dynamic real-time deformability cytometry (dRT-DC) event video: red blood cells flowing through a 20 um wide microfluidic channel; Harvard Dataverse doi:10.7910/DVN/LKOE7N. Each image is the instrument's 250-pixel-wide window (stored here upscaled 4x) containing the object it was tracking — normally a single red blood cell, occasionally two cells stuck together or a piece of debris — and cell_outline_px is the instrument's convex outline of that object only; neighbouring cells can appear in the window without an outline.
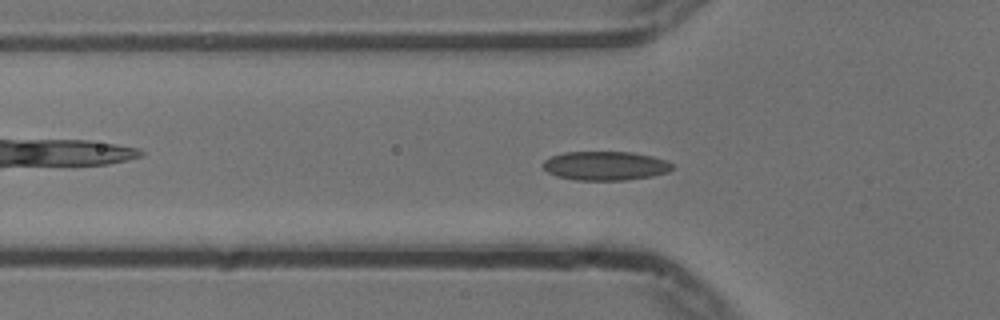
{"species": "common noctule bat (a hibernating species)", "species_latin": "Nyctalus noctula", "temperature_condition": "cold", "stored_images_in_passage": 56, "camera_frame_rate_fps": 3000, "um_per_image_px": 0.085, "animal": {"sex": "male", "body_mass_g": 13.3}, "frame": {"image": 1, "passage_image": 18, "time_ms": 5.667, "image_size_px": [1000, 320], "cell_outline_px": [[672, 168], [668, 172], [652, 176], [624, 180], [576, 180], [556, 176], [548, 172], [544, 168], [544, 160], [552, 156], [564, 152], [632, 152], [652, 156], [664, 160], [672, 164]], "centroid_in_image_um": [51.44, 14.09], "position_along_channel_um": 74.4, "area_um2": 21.68}}
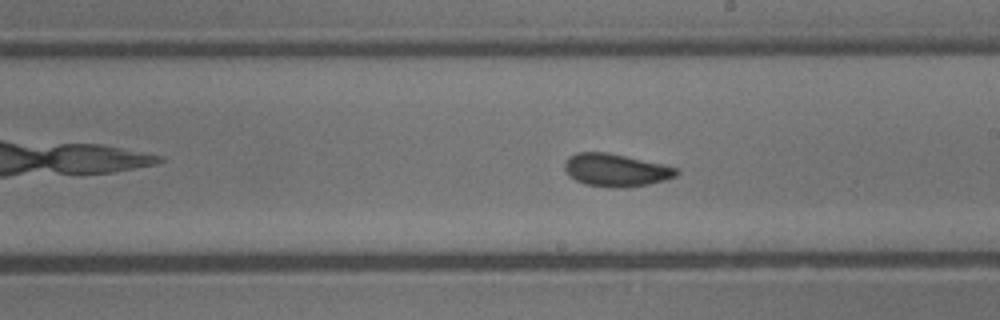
{"frame": {"image": 2, "passage_image": 31, "time_ms": 10.0, "image_size_px": [1000, 320], "cell_outline_px": [[680, 172], [676, 176], [664, 180], [648, 184], [624, 188], [608, 188], [584, 184], [576, 180], [564, 168], [564, 164], [568, 156], [576, 152], [608, 152], [660, 164], [676, 168]], "centroid_in_image_um": [52.32, 14.46], "position_along_channel_um": 236.7, "area_um2": 21.21}}
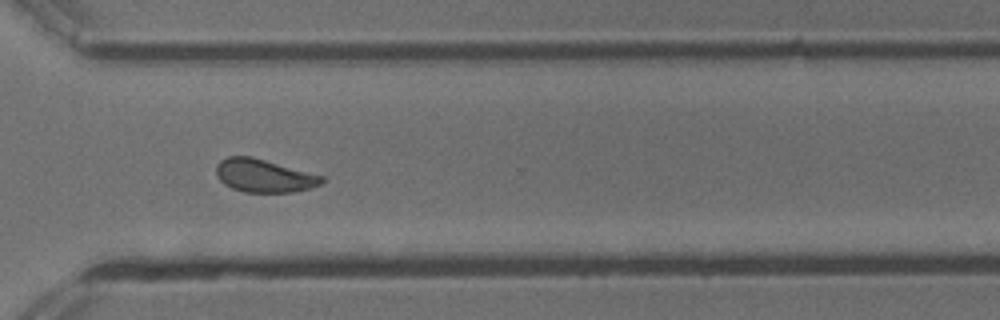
{"frame": {"image": 3, "passage_image": 40, "time_ms": 13.0, "image_size_px": [1000, 320], "cell_outline_px": [[324, 180], [320, 184], [312, 188], [292, 192], [244, 192], [232, 188], [224, 184], [216, 176], [216, 164], [220, 160], [228, 156], [252, 156], [324, 176]], "centroid_in_image_um": [22.42, 14.93], "position_along_channel_um": 348.2, "area_um2": 20.46}, "authors_computed_cell_mechanics": {"area_um2": 20.7213, "velocity_mm_per_s": 3.7235, "shape_relaxation_time_tau1_ms": 5.4059, "shape_relaxation_time_tau2_ms": 1.8605, "deformation_change_tau1": 0.1212, "deformation_change_tau2": 0.0743}}